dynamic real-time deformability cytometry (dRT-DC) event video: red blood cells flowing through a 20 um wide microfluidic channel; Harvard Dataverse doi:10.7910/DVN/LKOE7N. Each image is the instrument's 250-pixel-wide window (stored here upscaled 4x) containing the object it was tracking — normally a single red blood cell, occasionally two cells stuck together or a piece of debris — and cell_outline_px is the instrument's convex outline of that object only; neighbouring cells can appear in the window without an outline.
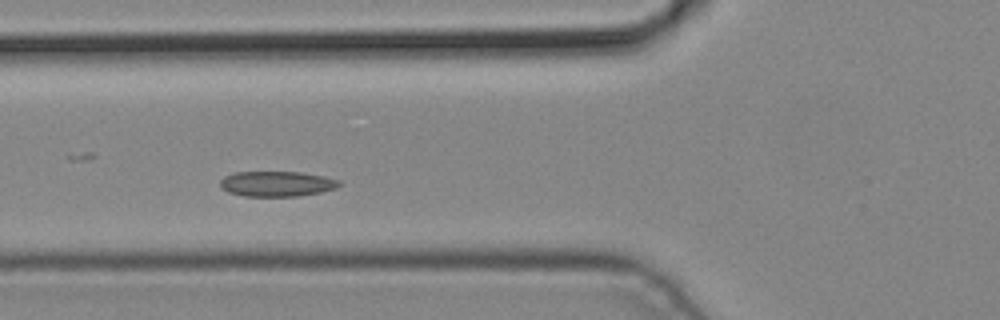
{"species": "common noctule bat (a hibernating species)", "species_latin": "Nyctalus noctula", "temperature_condition": "cold", "stored_images_in_passage": 7, "camera_frame_rate_fps": 3000, "um_per_image_px": 0.085, "animal": {"sex": "male", "body_mass_g": 19.2, "forearm_length_mm": 51.8}, "frame": {"image": 1, "passage_image": 5, "time_ms": 1.333, "image_size_px": [1000, 320], "cell_outline_px": [[340, 184], [336, 188], [320, 192], [300, 196], [244, 196], [228, 192], [220, 184], [220, 180], [224, 176], [236, 172], [300, 172], [324, 176], [340, 180]], "centroid_in_image_um": [23.54, 15.62], "position_along_channel_um": 102.3, "area_um2": 17.46}}
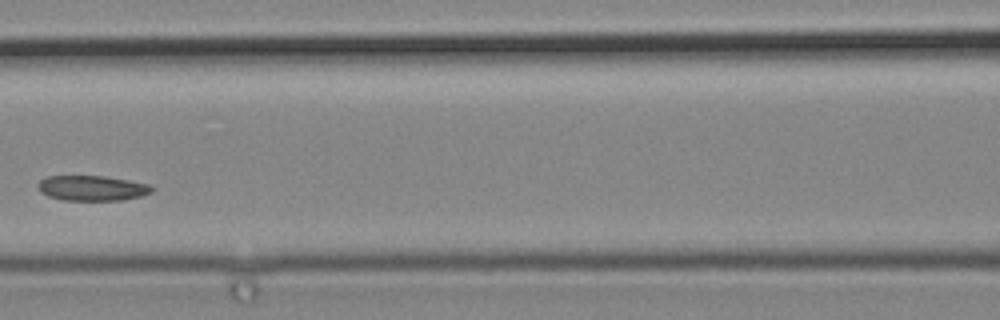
{"frame": {"image": 2, "passage_image": 6, "time_ms": 1.667, "image_size_px": [1000, 320], "cell_outline_px": [[152, 192], [140, 196], [120, 200], [64, 200], [48, 196], [40, 192], [36, 184], [40, 180], [48, 176], [104, 176], [128, 180], [148, 184], [152, 188]], "centroid_in_image_um": [7.78, 15.98], "position_along_channel_um": 158.8, "area_um2": 16.59}}
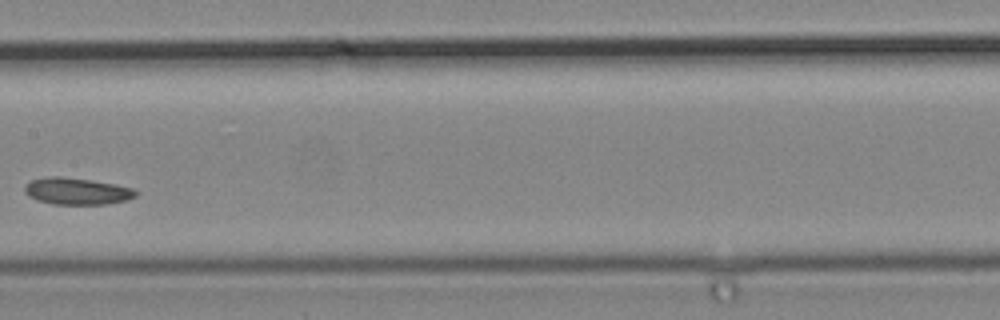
{"frame": {"image": 3, "passage_image": 7, "time_ms": 2.0, "image_size_px": [1000, 320], "cell_outline_px": [[136, 196], [128, 200], [108, 204], [52, 204], [36, 200], [28, 196], [24, 192], [24, 184], [32, 180], [52, 176], [60, 176], [92, 180], [136, 188]], "centroid_in_image_um": [6.53, 16.25], "position_along_channel_um": 200.9, "area_um2": 17.51}}